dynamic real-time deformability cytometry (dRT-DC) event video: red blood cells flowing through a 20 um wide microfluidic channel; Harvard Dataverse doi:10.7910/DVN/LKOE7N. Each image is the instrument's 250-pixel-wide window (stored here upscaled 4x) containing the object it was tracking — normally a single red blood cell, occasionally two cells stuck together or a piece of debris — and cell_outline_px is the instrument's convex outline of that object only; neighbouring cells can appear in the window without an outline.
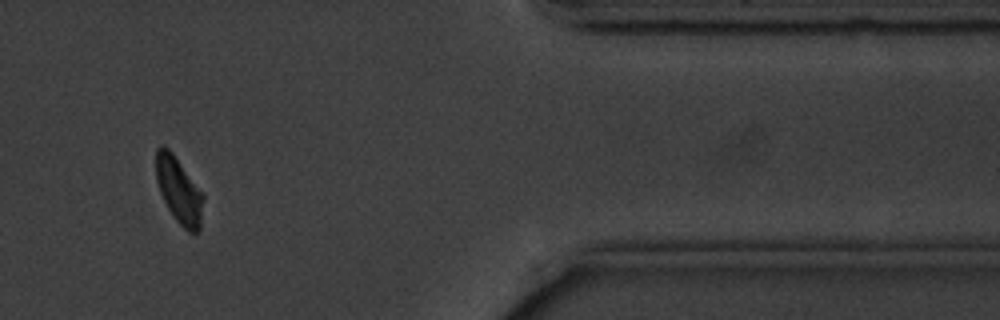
{"species": "common noctule bat (a hibernating species)", "species_latin": "Nyctalus noctula", "temperature_condition": "cold", "stored_images_in_passage": 15, "camera_frame_rate_fps": 3000, "um_per_image_px": 0.085, "animal": {"sex": "male", "body_mass_g": 20.1, "forearm_length_mm": 53.5}, "frame": {"image": 1, "passage_image": 13, "time_ms": 15.333, "image_size_px": [1000, 320], "cell_outline_px": [[204, 200], [200, 228], [196, 232], [188, 232], [176, 220], [168, 208], [160, 192], [156, 180], [156, 148], [160, 144], [164, 144], [172, 152], [204, 196]], "centroid_in_image_um": [15.19, 16.16], "position_along_channel_um": 396.2, "area_um2": 17.98}, "authors_computed_cell_mechanics": {"area_um2": 19.8832, "velocity_mm_per_s": 3.5749, "shape_relaxation_time_tau1_ms": 2.6788, "shape_relaxation_time_tau2_ms": null, "deformation_change_tau1": 0.1187, "deformation_change_tau2": null}}